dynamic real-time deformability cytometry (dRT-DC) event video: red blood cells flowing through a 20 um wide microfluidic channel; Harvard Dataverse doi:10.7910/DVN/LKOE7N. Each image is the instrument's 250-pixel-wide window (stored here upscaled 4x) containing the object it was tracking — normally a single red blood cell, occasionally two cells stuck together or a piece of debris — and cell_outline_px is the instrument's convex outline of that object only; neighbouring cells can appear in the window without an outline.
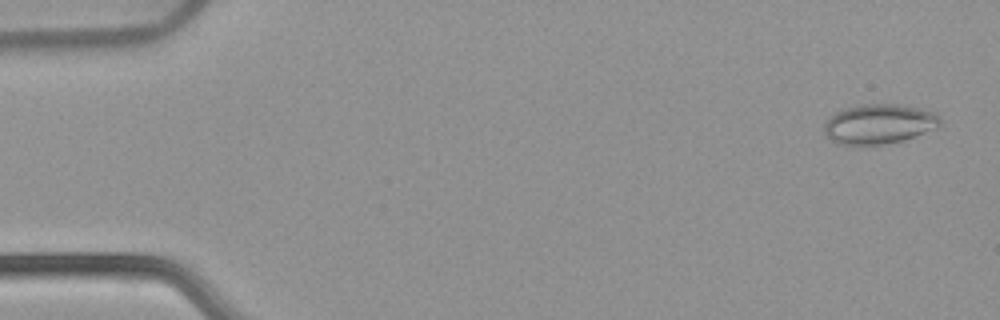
{"species": "common noctule bat (a hibernating species)", "species_latin": "Nyctalus noctula", "temperature_condition": "warm", "stored_images_in_passage": 52, "camera_frame_rate_fps": 3000, "um_per_image_px": 0.085, "animal": {"sex": "female", "body_mass_g": 22.7, "forearm_length_mm": 54.2}, "frame": {"image": 1, "passage_image": 2, "time_ms": 0.333, "image_size_px": [1000, 320], "cell_outline_px": [[940, 124], [936, 128], [916, 136], [904, 140], [884, 144], [856, 148], [836, 144], [824, 136], [824, 124], [836, 112], [844, 108], [860, 104], [900, 104], [920, 108], [936, 112], [940, 116]], "centroid_in_image_um": [74.68, 10.58], "position_along_channel_um": 10.3, "area_um2": 27.74}}
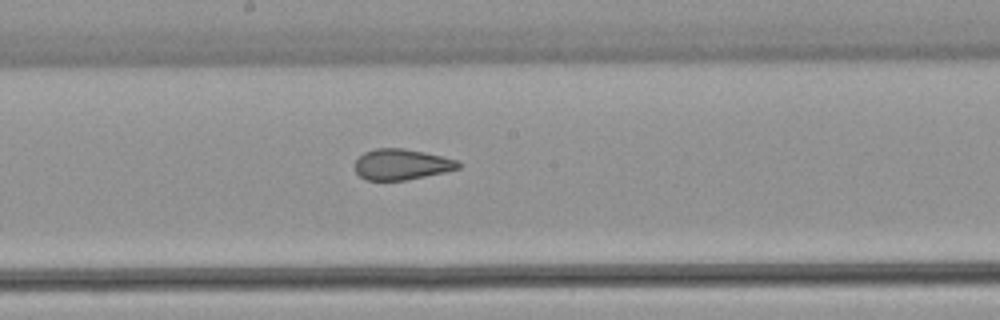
{"frame": {"image": 2, "passage_image": 28, "time_ms": 9.0, "image_size_px": [1000, 320], "cell_outline_px": [[460, 168], [444, 172], [404, 180], [368, 180], [360, 176], [356, 172], [356, 160], [364, 152], [376, 148], [404, 148], [424, 152], [456, 160], [460, 164]], "centroid_in_image_um": [34.12, 13.97], "position_along_channel_um": 214.1, "area_um2": 18.26}}
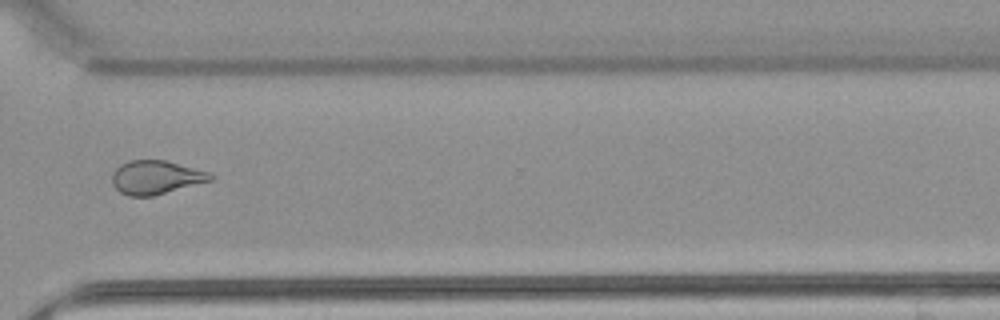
{"frame": {"image": 3, "passage_image": 39, "time_ms": 12.667, "image_size_px": [1000, 320], "cell_outline_px": [[216, 176], [212, 180], [152, 196], [128, 196], [120, 192], [112, 184], [112, 176], [116, 168], [120, 164], [128, 160], [168, 160], [208, 172]], "centroid_in_image_um": [13.25, 15.06], "position_along_channel_um": 357.4, "area_um2": 19.31}, "authors_computed_cell_mechanics": {"area_um2": 21.4149, "velocity_mm_per_s": 3.9169, "shape_relaxation_time_tau1_ms": null, "shape_relaxation_time_tau2_ms": 1.2493, "deformation_change_tau1": null, "deformation_change_tau2": 0.0733}}